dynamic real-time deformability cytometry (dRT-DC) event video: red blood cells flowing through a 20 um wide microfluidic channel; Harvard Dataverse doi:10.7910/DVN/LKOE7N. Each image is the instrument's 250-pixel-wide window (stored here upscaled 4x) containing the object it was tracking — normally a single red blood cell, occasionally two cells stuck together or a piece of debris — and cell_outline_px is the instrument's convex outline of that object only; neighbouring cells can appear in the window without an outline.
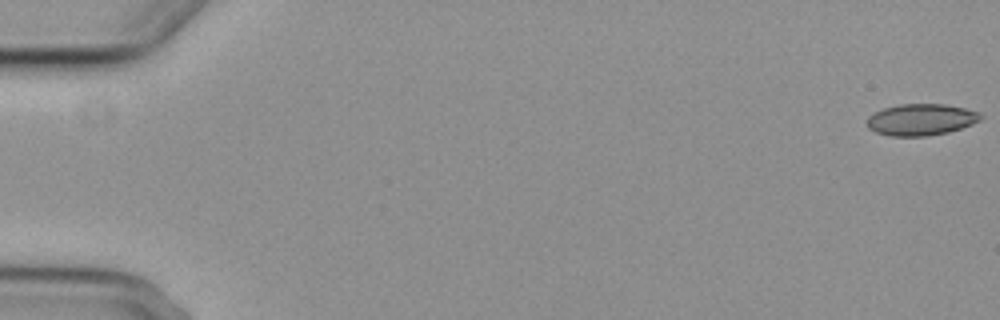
{"species": "common noctule bat (a hibernating species)", "species_latin": "Nyctalus noctula", "temperature_condition": "cold", "stored_images_in_passage": 5, "camera_frame_rate_fps": 3000, "um_per_image_px": 0.085, "animal": {"sex": "female", "body_mass_g": 29.2, "forearm_length_mm": 56.3}, "frame": {"image": 1, "passage_image": 1, "time_ms": 0.0, "image_size_px": [1000, 320], "cell_outline_px": [[980, 120], [972, 124], [948, 132], [928, 136], [892, 136], [876, 132], [868, 128], [868, 116], [884, 108], [900, 104], [944, 104], [964, 108], [976, 112], [980, 116]], "centroid_in_image_um": [78.26, 10.17], "position_along_channel_um": 6.7, "area_um2": 20.58}}
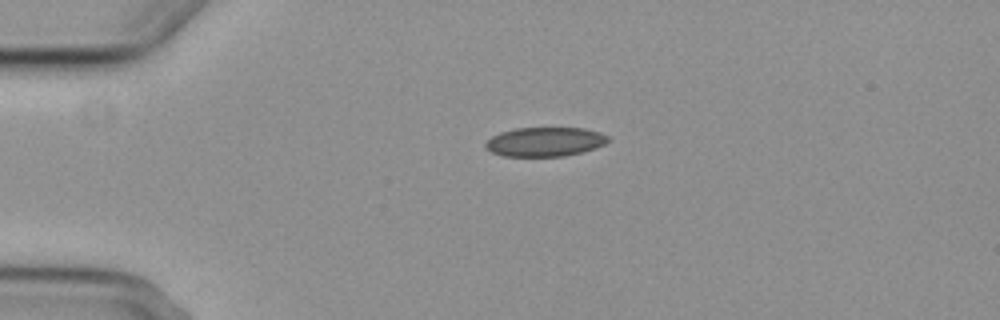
{"frame": {"image": 2, "passage_image": 4, "time_ms": 4.333, "image_size_px": [1000, 320], "cell_outline_px": [[612, 140], [596, 148], [564, 156], [504, 156], [492, 152], [484, 148], [484, 144], [492, 136], [500, 132], [516, 128], [584, 128], [600, 132], [608, 136]], "centroid_in_image_um": [46.33, 12.05], "position_along_channel_um": 38.7, "area_um2": 20.92}}